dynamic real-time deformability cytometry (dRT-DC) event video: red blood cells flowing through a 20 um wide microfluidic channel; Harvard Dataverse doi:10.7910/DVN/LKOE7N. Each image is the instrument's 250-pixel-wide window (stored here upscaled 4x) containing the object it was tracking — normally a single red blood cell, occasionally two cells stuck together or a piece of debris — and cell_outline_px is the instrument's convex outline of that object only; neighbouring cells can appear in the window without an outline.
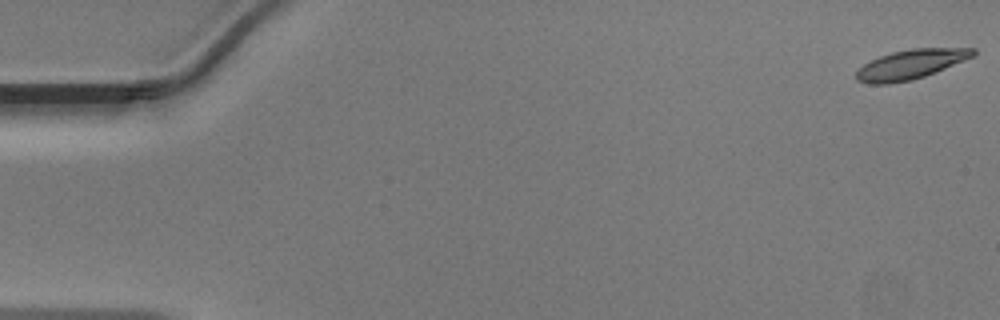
{"species": "Egyptian fruit bat (a non-hibernating species)", "species_latin": "Rousettus aegyptiacus", "temperature_condition": "warm", "stored_images_in_passage": 49, "camera_frame_rate_fps": 3000, "um_per_image_px": 0.085, "animal": {"sex": "male"}, "frame": {"image": 1, "passage_image": 1, "time_ms": 0.0, "image_size_px": [1000, 320], "cell_outline_px": [[976, 56], [924, 76], [912, 80], [888, 84], [868, 84], [856, 80], [856, 72], [864, 64], [880, 56], [892, 52], [912, 48], [976, 48]], "centroid_in_image_um": [77.43, 5.47], "position_along_channel_um": 7.6, "area_um2": 20.06}}
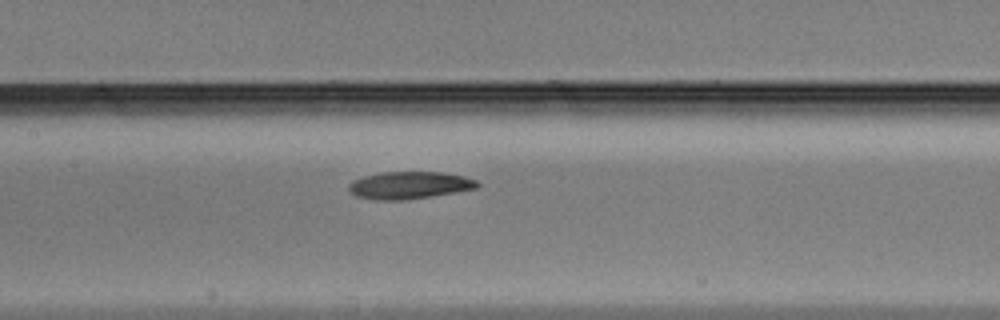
{"frame": {"image": 2, "passage_image": 24, "time_ms": 7.667, "image_size_px": [1000, 320], "cell_outline_px": [[480, 184], [476, 188], [456, 192], [404, 200], [376, 200], [356, 196], [348, 188], [348, 184], [352, 180], [364, 176], [380, 172], [440, 172], [464, 176], [476, 180]], "centroid_in_image_um": [34.78, 15.74], "position_along_channel_um": 172.6, "area_um2": 20.4}}
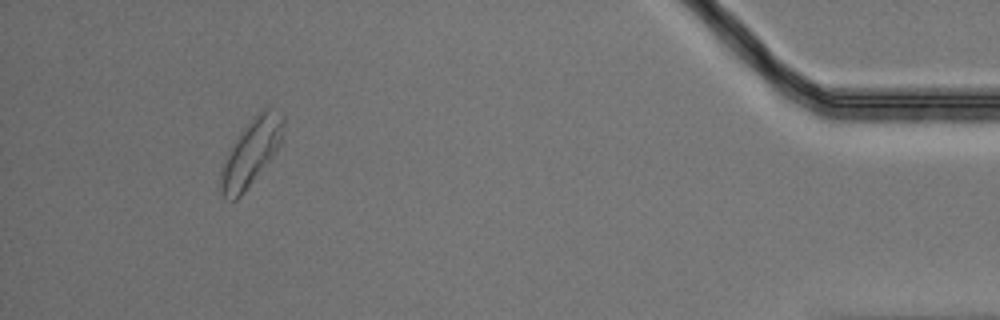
{"frame": {"image": 3, "passage_image": 46, "time_ms": 15.0, "image_size_px": [1000, 320], "cell_outline_px": [[284, 124], [280, 144], [276, 152], [240, 196], [236, 200], [232, 200], [224, 196], [220, 192], [220, 168], [232, 144], [240, 132], [252, 116], [268, 104], [284, 112]], "centroid_in_image_um": [21.37, 12.86], "position_along_channel_um": 413.8, "area_um2": 24.51}}